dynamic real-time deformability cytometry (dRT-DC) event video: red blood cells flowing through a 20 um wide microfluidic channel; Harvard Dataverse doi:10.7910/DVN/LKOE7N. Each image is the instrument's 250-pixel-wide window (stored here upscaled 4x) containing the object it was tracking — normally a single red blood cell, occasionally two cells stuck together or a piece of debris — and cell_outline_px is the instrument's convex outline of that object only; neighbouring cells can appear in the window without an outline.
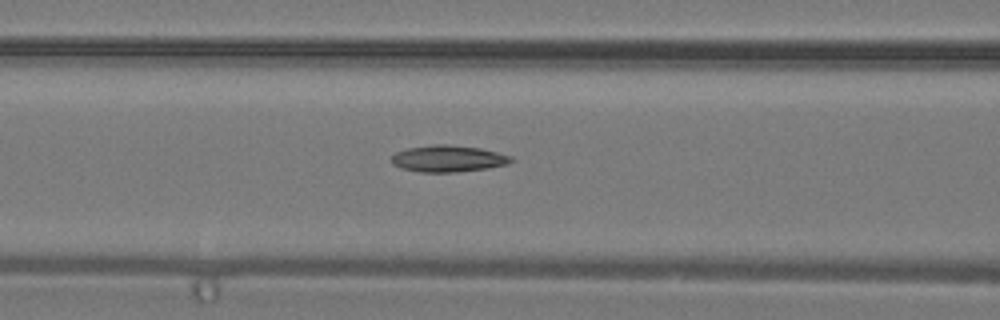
{"species": "common noctule bat (a hibernating species)", "species_latin": "Nyctalus noctula", "temperature_condition": "warm", "stored_images_in_passage": 22, "camera_frame_rate_fps": 3000, "um_per_image_px": 0.085, "animal": {"sex": "male", "body_mass_g": 19.2, "forearm_length_mm": 51.8}, "frame": {"image": 1, "passage_image": 7, "time_ms": 2.0, "image_size_px": [1000, 320], "cell_outline_px": [[516, 160], [508, 164], [488, 168], [456, 172], [420, 172], [400, 168], [392, 164], [392, 156], [396, 152], [408, 148], [432, 144], [448, 144], [480, 148], [512, 156]], "centroid_in_image_um": [38.11, 13.48], "position_along_channel_um": 128.5, "area_um2": 18.67}}
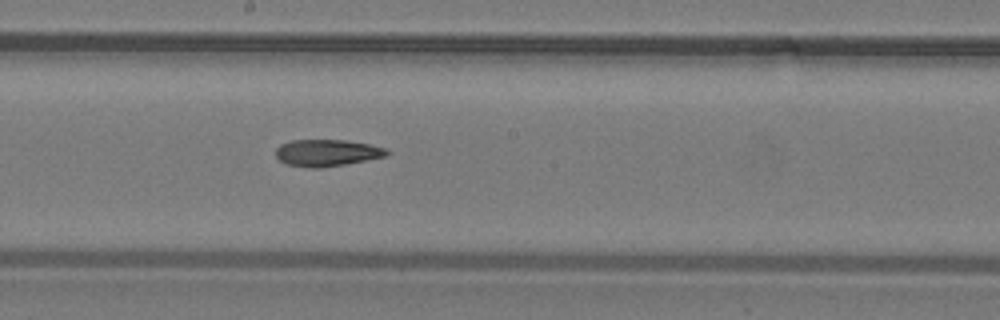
{"frame": {"image": 2, "passage_image": 12, "time_ms": 3.667, "image_size_px": [1000, 320], "cell_outline_px": [[392, 152], [388, 156], [344, 164], [320, 168], [308, 168], [284, 164], [276, 156], [276, 148], [280, 144], [292, 140], [348, 140], [368, 144], [384, 148]], "centroid_in_image_um": [27.78, 12.99], "position_along_channel_um": 220.4, "area_um2": 17.46}}
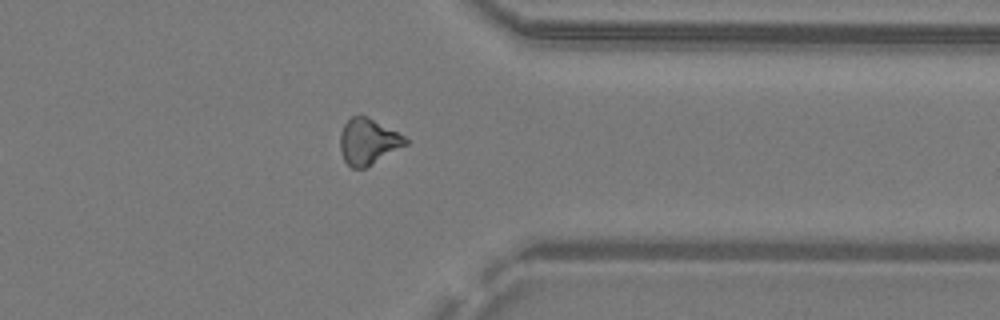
{"frame": {"image": 3, "passage_image": 21, "time_ms": 6.667, "image_size_px": [1000, 320], "cell_outline_px": [[408, 144], [372, 164], [364, 168], [352, 168], [344, 160], [340, 152], [340, 132], [344, 124], [352, 116], [360, 112], [368, 116], [404, 136], [408, 140]], "centroid_in_image_um": [31.27, 12.0], "position_along_channel_um": 380.1, "area_um2": 17.63}}